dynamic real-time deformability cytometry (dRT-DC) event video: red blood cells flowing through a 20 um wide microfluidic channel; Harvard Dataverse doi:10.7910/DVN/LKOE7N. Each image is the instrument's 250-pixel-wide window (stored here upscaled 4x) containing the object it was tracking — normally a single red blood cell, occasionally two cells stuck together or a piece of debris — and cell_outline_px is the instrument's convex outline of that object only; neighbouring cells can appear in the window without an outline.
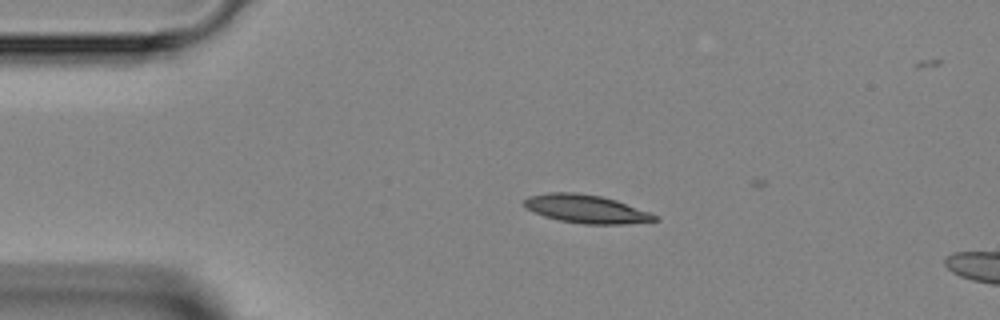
{"species": "Egyptian fruit bat (a non-hibernating species)", "species_latin": "Rousettus aegyptiacus", "temperature_condition": "room temperature", "stored_images_in_passage": 3, "camera_frame_rate_fps": 3000, "um_per_image_px": 0.085, "animal": {"sex": "female"}, "frame": {"image": 1, "passage_image": 2, "time_ms": 1.0, "image_size_px": [1000, 320], "cell_outline_px": [[660, 220], [620, 224], [584, 224], [560, 220], [544, 216], [528, 208], [524, 204], [524, 200], [528, 196], [548, 192], [576, 192], [600, 196], [616, 200], [660, 216]], "centroid_in_image_um": [49.85, 17.75], "position_along_channel_um": 35.1, "area_um2": 21.33}}